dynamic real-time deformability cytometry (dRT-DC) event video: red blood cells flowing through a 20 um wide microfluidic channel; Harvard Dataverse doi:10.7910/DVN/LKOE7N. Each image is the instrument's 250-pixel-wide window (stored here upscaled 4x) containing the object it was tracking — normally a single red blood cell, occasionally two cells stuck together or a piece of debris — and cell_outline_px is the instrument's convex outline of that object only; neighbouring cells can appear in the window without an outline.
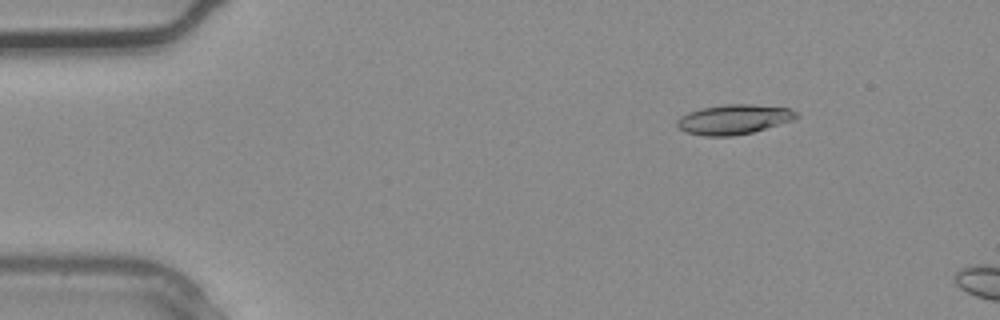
{"species": "common noctule bat (a hibernating species)", "species_latin": "Nyctalus noctula", "temperature_condition": "warm", "stored_images_in_passage": 2, "camera_frame_rate_fps": 3000, "um_per_image_px": 0.085, "animal": {"sex": "male", "body_mass_g": 20.4}, "frame": {"image": 1, "passage_image": 1, "time_ms": 0.0, "image_size_px": [1000, 320], "cell_outline_px": [[800, 116], [792, 120], [752, 132], [732, 136], [704, 136], [684, 132], [676, 124], [676, 120], [680, 116], [688, 112], [700, 108], [724, 104], [752, 104], [788, 108], [796, 112]], "centroid_in_image_um": [62.33, 10.14], "position_along_channel_um": 22.7, "area_um2": 20.69}}